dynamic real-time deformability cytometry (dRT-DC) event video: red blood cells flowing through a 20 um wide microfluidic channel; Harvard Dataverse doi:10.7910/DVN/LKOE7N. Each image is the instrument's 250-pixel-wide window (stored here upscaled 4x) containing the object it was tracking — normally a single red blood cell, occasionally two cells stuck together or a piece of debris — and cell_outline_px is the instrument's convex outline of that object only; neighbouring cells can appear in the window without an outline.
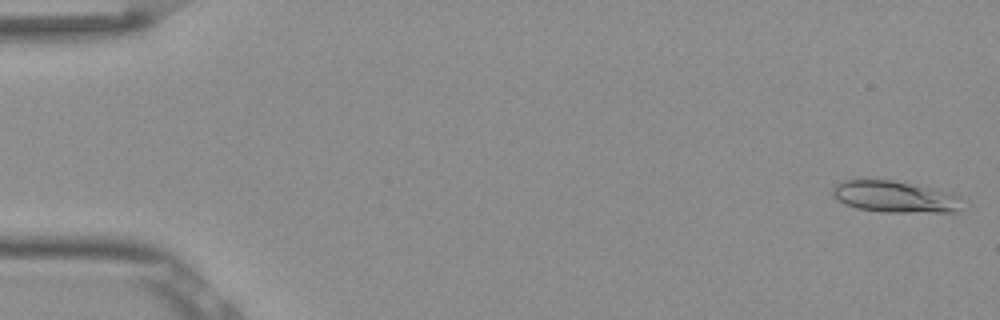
{"species": "Egyptian fruit bat (a non-hibernating species)", "species_latin": "Rousettus aegyptiacus", "temperature_condition": "room temperature", "stored_images_in_passage": 52, "camera_frame_rate_fps": 3000, "um_per_image_px": 0.085, "frame": {"image": 1, "passage_image": 1, "time_ms": 0.0, "image_size_px": [1000, 320], "cell_outline_px": [[960, 196], [956, 212], [880, 212], [856, 208], [844, 204], [832, 196], [832, 188], [836, 184], [844, 180], [892, 180], [920, 184], [952, 192]], "centroid_in_image_um": [76.04, 16.71], "position_along_channel_um": 9.0, "area_um2": 24.1}}
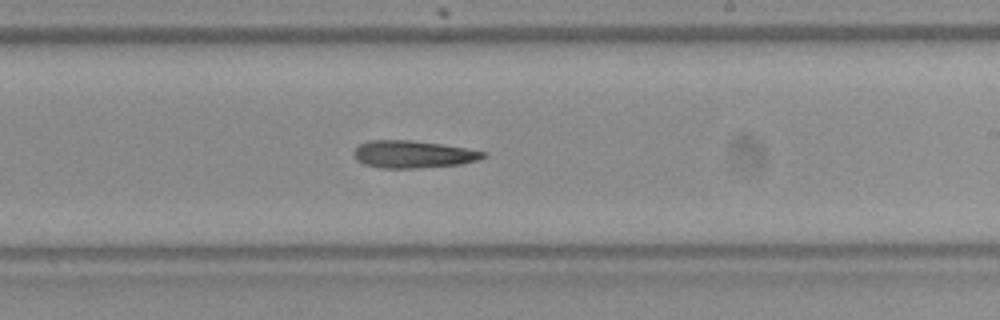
{"frame": {"image": 2, "passage_image": 31, "time_ms": 10.0, "image_size_px": [1000, 320], "cell_outline_px": [[488, 156], [480, 160], [460, 164], [416, 168], [384, 168], [364, 164], [356, 160], [352, 152], [360, 144], [368, 140], [412, 140], [440, 144], [488, 152]], "centroid_in_image_um": [35.12, 13.11], "position_along_channel_um": 253.9, "area_um2": 20.69}}
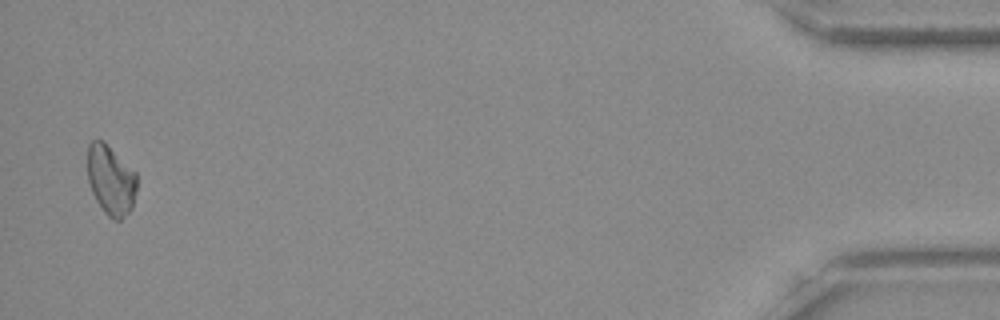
{"frame": {"image": 3, "passage_image": 51, "time_ms": 16.667, "image_size_px": [1000, 320], "cell_outline_px": [[136, 192], [132, 208], [120, 220], [112, 220], [104, 212], [96, 200], [92, 192], [88, 180], [88, 144], [92, 140], [104, 140], [136, 172]], "centroid_in_image_um": [9.42, 15.29], "position_along_channel_um": 425.8, "area_um2": 20.17}}